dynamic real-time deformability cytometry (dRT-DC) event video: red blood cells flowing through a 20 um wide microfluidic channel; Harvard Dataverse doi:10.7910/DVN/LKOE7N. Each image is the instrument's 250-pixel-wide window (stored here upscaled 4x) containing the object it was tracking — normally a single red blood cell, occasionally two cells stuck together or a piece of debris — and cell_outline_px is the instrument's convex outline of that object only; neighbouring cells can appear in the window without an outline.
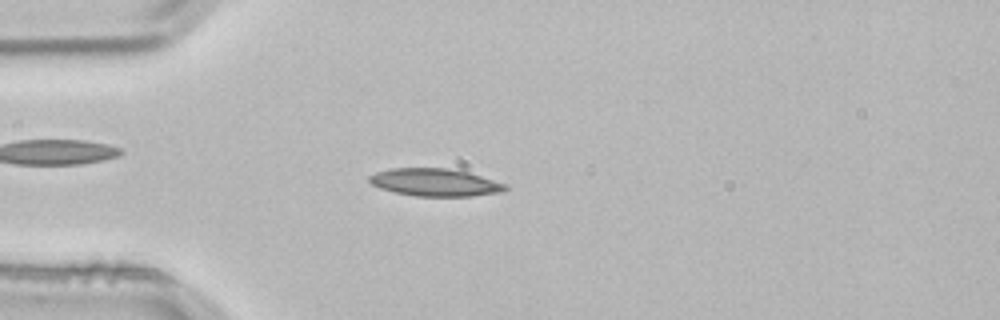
{"species": "common noctule bat (a hibernating species)", "species_latin": "Nyctalus noctula", "temperature_condition": "room temperature", "stored_images_in_passage": 4, "camera_frame_rate_fps": 3000, "um_per_image_px": 0.085, "animal": {"sex": "male", "body_mass_g": 21.5, "forearm_length_mm": 52.0}, "frame": {"image": 1, "passage_image": 4, "time_ms": 1.0, "image_size_px": [1000, 320], "cell_outline_px": [[508, 188], [504, 192], [472, 196], [416, 196], [396, 192], [380, 188], [372, 184], [368, 180], [368, 176], [376, 172], [392, 168], [448, 168], [468, 172], [508, 184]], "centroid_in_image_um": [37.02, 15.5], "position_along_channel_um": 48.0, "area_um2": 21.96}}